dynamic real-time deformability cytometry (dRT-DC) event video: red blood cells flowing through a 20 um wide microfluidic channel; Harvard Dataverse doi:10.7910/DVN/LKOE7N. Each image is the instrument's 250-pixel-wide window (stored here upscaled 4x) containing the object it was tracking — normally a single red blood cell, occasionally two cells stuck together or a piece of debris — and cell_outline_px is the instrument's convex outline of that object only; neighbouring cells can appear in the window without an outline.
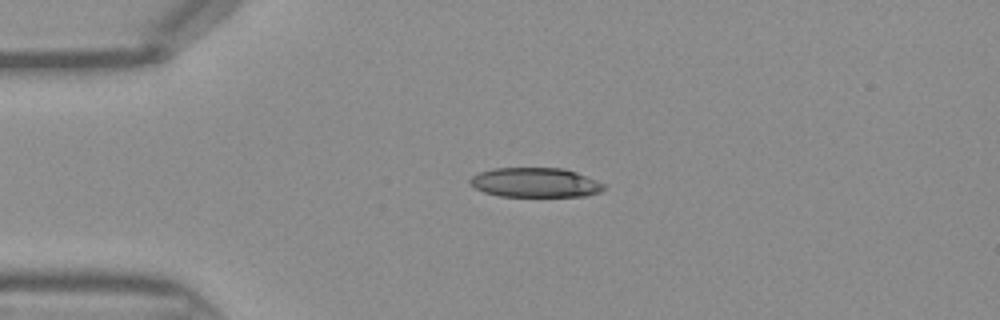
{"species": "Egyptian fruit bat (a non-hibernating species)", "species_latin": "Rousettus aegyptiacus", "temperature_condition": "warm", "stored_images_in_passage": 35, "camera_frame_rate_fps": 3000, "um_per_image_px": 0.085, "frame": {"image": 1, "passage_image": 1, "time_ms": 0.0, "image_size_px": [1000, 320], "cell_outline_px": [[604, 188], [600, 192], [584, 196], [500, 196], [484, 192], [468, 184], [468, 180], [472, 176], [480, 172], [492, 168], [564, 168], [576, 172], [596, 180], [604, 184]], "centroid_in_image_um": [45.46, 15.51], "position_along_channel_um": 39.5, "area_um2": 23.0}}
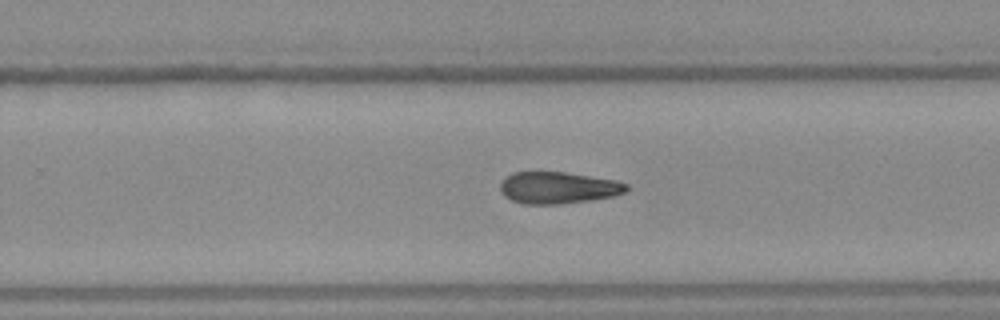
{"frame": {"image": 2, "passage_image": 19, "time_ms": 6.0, "image_size_px": [1000, 320], "cell_outline_px": [[628, 188], [624, 192], [612, 196], [592, 200], [560, 204], [524, 204], [512, 200], [504, 196], [500, 192], [500, 180], [504, 176], [512, 172], [564, 172], [616, 180], [628, 184]], "centroid_in_image_um": [47.38, 15.95], "position_along_channel_um": 282.4, "area_um2": 23.52}}
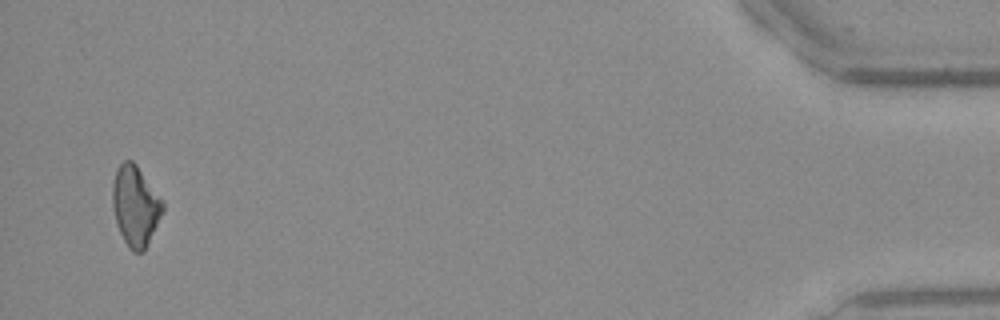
{"frame": {"image": 3, "passage_image": 34, "time_ms": 11.0, "image_size_px": [1000, 320], "cell_outline_px": [[164, 208], [144, 252], [132, 252], [128, 248], [120, 232], [116, 220], [112, 204], [112, 184], [116, 168], [124, 160], [132, 160], [136, 164], [164, 204]], "centroid_in_image_um": [11.48, 17.5], "position_along_channel_um": 423.7, "area_um2": 23.12}}